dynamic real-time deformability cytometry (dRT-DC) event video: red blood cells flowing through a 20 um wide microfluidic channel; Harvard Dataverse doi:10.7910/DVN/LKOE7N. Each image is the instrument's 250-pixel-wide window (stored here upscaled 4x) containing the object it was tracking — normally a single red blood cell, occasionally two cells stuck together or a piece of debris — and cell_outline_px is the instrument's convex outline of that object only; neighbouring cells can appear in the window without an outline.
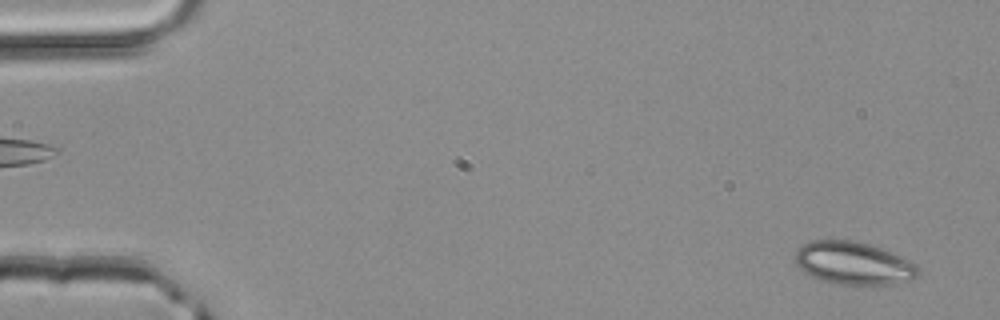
{"species": "common noctule bat (a hibernating species)", "species_latin": "Nyctalus noctula", "temperature_condition": "room temperature", "stored_images_in_passage": 50, "camera_frame_rate_fps": 3000, "um_per_image_px": 0.085, "animal": {"sex": "male", "body_mass_g": 20.4}, "frame": {"image": 1, "passage_image": 2, "time_ms": 0.333, "image_size_px": [1000, 320], "cell_outline_px": [[920, 276], [912, 280], [892, 284], [832, 284], [820, 280], [804, 272], [792, 260], [796, 252], [804, 244], [812, 240], [856, 240], [892, 252], [916, 264], [920, 268]], "centroid_in_image_um": [72.56, 22.38], "position_along_channel_um": 12.4, "area_um2": 30.92}}
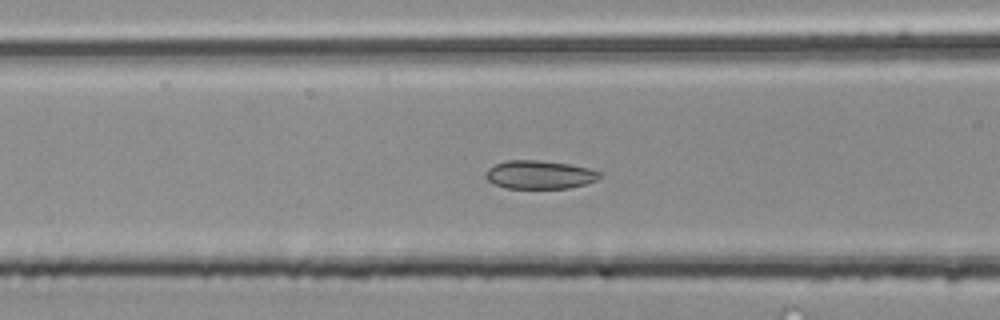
{"frame": {"image": 2, "passage_image": 20, "time_ms": 6.333, "image_size_px": [1000, 320], "cell_outline_px": [[604, 176], [596, 180], [584, 184], [568, 188], [504, 188], [488, 180], [484, 176], [484, 172], [488, 168], [496, 164], [508, 160], [536, 160], [568, 164], [588, 168], [600, 172]], "centroid_in_image_um": [45.85, 14.85], "position_along_channel_um": 120.7, "area_um2": 18.79}}
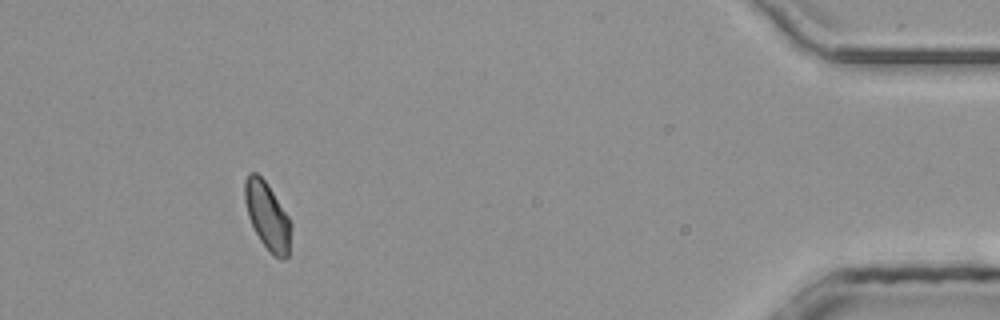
{"frame": {"image": 3, "passage_image": 46, "time_ms": 15.0, "image_size_px": [1000, 320], "cell_outline_px": [[292, 228], [288, 256], [284, 260], [280, 260], [272, 256], [260, 240], [248, 216], [244, 200], [244, 180], [248, 172], [256, 172], [268, 184], [288, 216], [292, 224]], "centroid_in_image_um": [22.73, 18.37], "position_along_channel_um": 412.5, "area_um2": 18.44}, "authors_computed_cell_mechanics": {"area_um2": 18.7561, "velocity_mm_per_s": 4.117, "shape_relaxation_time_tau1_ms": 3.2632, "shape_relaxation_time_tau2_ms": 1.6689, "deformation_change_tau1": 0.0689, "deformation_change_tau2": 0.0573}}